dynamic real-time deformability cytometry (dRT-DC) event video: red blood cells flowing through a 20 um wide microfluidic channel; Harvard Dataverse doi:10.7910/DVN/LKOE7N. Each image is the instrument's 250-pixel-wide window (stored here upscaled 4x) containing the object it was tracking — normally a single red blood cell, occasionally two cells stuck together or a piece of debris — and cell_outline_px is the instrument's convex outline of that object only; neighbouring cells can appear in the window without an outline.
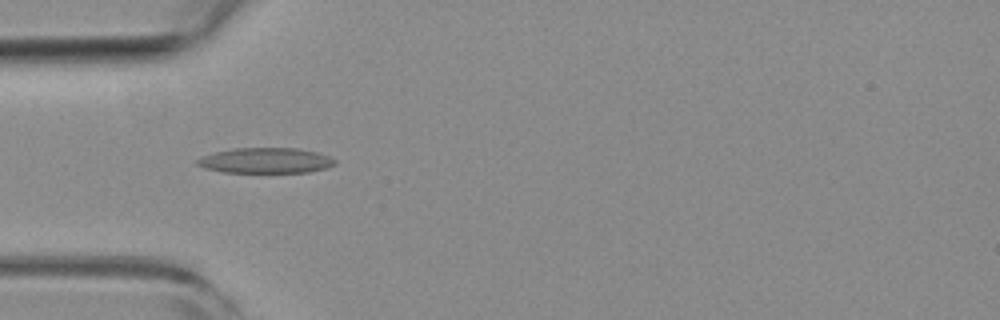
{"species": "common noctule bat (a hibernating species)", "species_latin": "Nyctalus noctula", "temperature_condition": "room temperature", "stored_images_in_passage": 45, "camera_frame_rate_fps": 3000, "um_per_image_px": 0.085, "animal": {"sex": "female", "body_mass_g": 19.3, "forearm_length_mm": 54.1}, "frame": {"image": 1, "passage_image": 7, "time_ms": 2.0, "image_size_px": [1000, 320], "cell_outline_px": [[336, 164], [324, 168], [308, 172], [224, 172], [204, 168], [196, 164], [196, 160], [204, 156], [216, 152], [232, 148], [296, 148], [316, 152], [328, 156], [336, 160]], "centroid_in_image_um": [22.57, 13.64], "position_along_channel_um": 62.4, "area_um2": 20.17}}
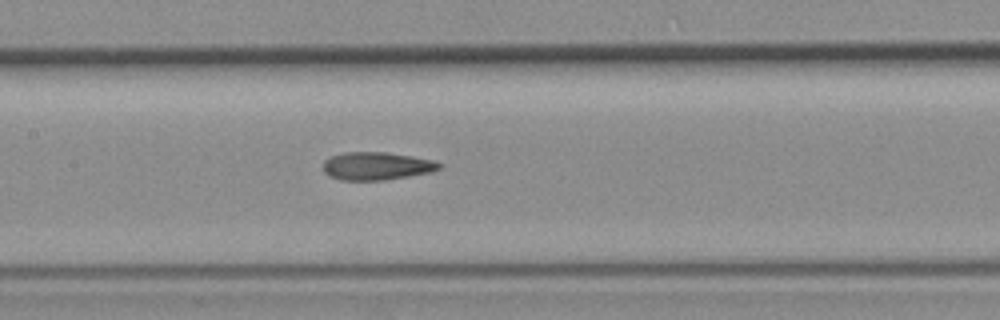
{"frame": {"image": 2, "passage_image": 16, "time_ms": 5.0, "image_size_px": [1000, 320], "cell_outline_px": [[440, 168], [432, 172], [384, 180], [340, 180], [328, 176], [324, 172], [324, 160], [332, 156], [344, 152], [384, 152], [432, 160], [440, 164]], "centroid_in_image_um": [31.96, 14.12], "position_along_channel_um": 175.4, "area_um2": 18.67}}
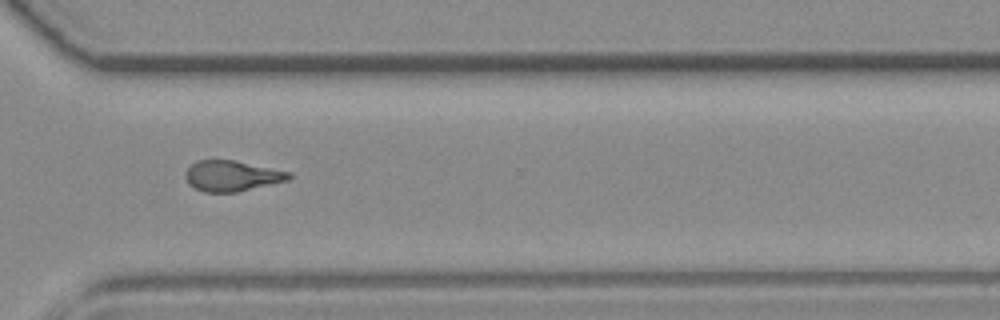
{"frame": {"image": 3, "passage_image": 30, "time_ms": 9.667, "image_size_px": [1000, 320], "cell_outline_px": [[292, 176], [288, 180], [236, 192], [204, 192], [188, 184], [184, 176], [184, 172], [196, 160], [232, 160], [292, 172]], "centroid_in_image_um": [19.68, 14.95], "position_along_channel_um": 350.9, "area_um2": 18.38}, "authors_computed_cell_mechanics": {"area_um2": 18.785, "velocity_mm_per_s": 3.769, "shape_relaxation_time_tau1_ms": 8.0094, "shape_relaxation_time_tau2_ms": 2.9285, "deformation_change_tau1": 0.2215, "deformation_change_tau2": 0.1153}}